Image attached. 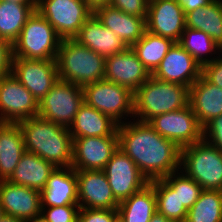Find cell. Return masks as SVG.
Here are the masks:
<instances>
[{
  "instance_id": "d4e9b609",
  "label": "cell",
  "mask_w": 222,
  "mask_h": 222,
  "mask_svg": "<svg viewBox=\"0 0 222 222\" xmlns=\"http://www.w3.org/2000/svg\"><path fill=\"white\" fill-rule=\"evenodd\" d=\"M55 168L38 155L25 151L8 181L41 192Z\"/></svg>"
},
{
  "instance_id": "e575fe53",
  "label": "cell",
  "mask_w": 222,
  "mask_h": 222,
  "mask_svg": "<svg viewBox=\"0 0 222 222\" xmlns=\"http://www.w3.org/2000/svg\"><path fill=\"white\" fill-rule=\"evenodd\" d=\"M79 205L42 207L41 215L48 222H78Z\"/></svg>"
},
{
  "instance_id": "5b68a950",
  "label": "cell",
  "mask_w": 222,
  "mask_h": 222,
  "mask_svg": "<svg viewBox=\"0 0 222 222\" xmlns=\"http://www.w3.org/2000/svg\"><path fill=\"white\" fill-rule=\"evenodd\" d=\"M61 40L53 26L35 10L12 44V58L55 60Z\"/></svg>"
},
{
  "instance_id": "44dd1931",
  "label": "cell",
  "mask_w": 222,
  "mask_h": 222,
  "mask_svg": "<svg viewBox=\"0 0 222 222\" xmlns=\"http://www.w3.org/2000/svg\"><path fill=\"white\" fill-rule=\"evenodd\" d=\"M74 40L104 57L124 52L128 48L111 29L103 26L94 14L85 21Z\"/></svg>"
},
{
  "instance_id": "f35d334b",
  "label": "cell",
  "mask_w": 222,
  "mask_h": 222,
  "mask_svg": "<svg viewBox=\"0 0 222 222\" xmlns=\"http://www.w3.org/2000/svg\"><path fill=\"white\" fill-rule=\"evenodd\" d=\"M201 75L208 82L222 88V53L212 62L202 66Z\"/></svg>"
},
{
  "instance_id": "ffe728a7",
  "label": "cell",
  "mask_w": 222,
  "mask_h": 222,
  "mask_svg": "<svg viewBox=\"0 0 222 222\" xmlns=\"http://www.w3.org/2000/svg\"><path fill=\"white\" fill-rule=\"evenodd\" d=\"M93 14L128 47L139 41L146 31V17L129 15L109 4L95 9Z\"/></svg>"
},
{
  "instance_id": "bcb514c9",
  "label": "cell",
  "mask_w": 222,
  "mask_h": 222,
  "mask_svg": "<svg viewBox=\"0 0 222 222\" xmlns=\"http://www.w3.org/2000/svg\"><path fill=\"white\" fill-rule=\"evenodd\" d=\"M25 222H48L41 214L33 217Z\"/></svg>"
},
{
  "instance_id": "52a82bcc",
  "label": "cell",
  "mask_w": 222,
  "mask_h": 222,
  "mask_svg": "<svg viewBox=\"0 0 222 222\" xmlns=\"http://www.w3.org/2000/svg\"><path fill=\"white\" fill-rule=\"evenodd\" d=\"M82 89L84 102L109 116L118 125L128 122L132 117L134 119V93L128 88L101 79Z\"/></svg>"
},
{
  "instance_id": "ee69618b",
  "label": "cell",
  "mask_w": 222,
  "mask_h": 222,
  "mask_svg": "<svg viewBox=\"0 0 222 222\" xmlns=\"http://www.w3.org/2000/svg\"><path fill=\"white\" fill-rule=\"evenodd\" d=\"M0 222H25L19 218L13 217V216H8L4 215L1 219Z\"/></svg>"
},
{
  "instance_id": "9c48e42d",
  "label": "cell",
  "mask_w": 222,
  "mask_h": 222,
  "mask_svg": "<svg viewBox=\"0 0 222 222\" xmlns=\"http://www.w3.org/2000/svg\"><path fill=\"white\" fill-rule=\"evenodd\" d=\"M83 103L82 87L59 79L39 101L38 115L69 128Z\"/></svg>"
},
{
  "instance_id": "60d3db41",
  "label": "cell",
  "mask_w": 222,
  "mask_h": 222,
  "mask_svg": "<svg viewBox=\"0 0 222 222\" xmlns=\"http://www.w3.org/2000/svg\"><path fill=\"white\" fill-rule=\"evenodd\" d=\"M178 4L182 7L184 14L189 13L190 11L203 8L214 0H177Z\"/></svg>"
},
{
  "instance_id": "836d02e7",
  "label": "cell",
  "mask_w": 222,
  "mask_h": 222,
  "mask_svg": "<svg viewBox=\"0 0 222 222\" xmlns=\"http://www.w3.org/2000/svg\"><path fill=\"white\" fill-rule=\"evenodd\" d=\"M174 191H178V199L189 210L202 192V187L193 179L187 177L181 170L163 178Z\"/></svg>"
},
{
  "instance_id": "f546056e",
  "label": "cell",
  "mask_w": 222,
  "mask_h": 222,
  "mask_svg": "<svg viewBox=\"0 0 222 222\" xmlns=\"http://www.w3.org/2000/svg\"><path fill=\"white\" fill-rule=\"evenodd\" d=\"M174 43L170 38L158 36L146 30L141 39L131 48L152 75Z\"/></svg>"
},
{
  "instance_id": "8fae6325",
  "label": "cell",
  "mask_w": 222,
  "mask_h": 222,
  "mask_svg": "<svg viewBox=\"0 0 222 222\" xmlns=\"http://www.w3.org/2000/svg\"><path fill=\"white\" fill-rule=\"evenodd\" d=\"M39 102L10 72L0 77V122L18 123L38 116Z\"/></svg>"
},
{
  "instance_id": "9a60e30c",
  "label": "cell",
  "mask_w": 222,
  "mask_h": 222,
  "mask_svg": "<svg viewBox=\"0 0 222 222\" xmlns=\"http://www.w3.org/2000/svg\"><path fill=\"white\" fill-rule=\"evenodd\" d=\"M80 208L118 209L107 176L103 170H75Z\"/></svg>"
},
{
  "instance_id": "c3c4849f",
  "label": "cell",
  "mask_w": 222,
  "mask_h": 222,
  "mask_svg": "<svg viewBox=\"0 0 222 222\" xmlns=\"http://www.w3.org/2000/svg\"><path fill=\"white\" fill-rule=\"evenodd\" d=\"M114 222H121V221L119 220V218H117Z\"/></svg>"
},
{
  "instance_id": "7c38bea8",
  "label": "cell",
  "mask_w": 222,
  "mask_h": 222,
  "mask_svg": "<svg viewBox=\"0 0 222 222\" xmlns=\"http://www.w3.org/2000/svg\"><path fill=\"white\" fill-rule=\"evenodd\" d=\"M115 199L120 203L142 190L149 181L119 147L103 169Z\"/></svg>"
},
{
  "instance_id": "cb8c5ba5",
  "label": "cell",
  "mask_w": 222,
  "mask_h": 222,
  "mask_svg": "<svg viewBox=\"0 0 222 222\" xmlns=\"http://www.w3.org/2000/svg\"><path fill=\"white\" fill-rule=\"evenodd\" d=\"M117 127L109 116L84 102L68 129L72 138H80L118 136Z\"/></svg>"
},
{
  "instance_id": "7402d4cb",
  "label": "cell",
  "mask_w": 222,
  "mask_h": 222,
  "mask_svg": "<svg viewBox=\"0 0 222 222\" xmlns=\"http://www.w3.org/2000/svg\"><path fill=\"white\" fill-rule=\"evenodd\" d=\"M42 207L78 205L77 178L72 167H56L41 191Z\"/></svg>"
},
{
  "instance_id": "30bf717a",
  "label": "cell",
  "mask_w": 222,
  "mask_h": 222,
  "mask_svg": "<svg viewBox=\"0 0 222 222\" xmlns=\"http://www.w3.org/2000/svg\"><path fill=\"white\" fill-rule=\"evenodd\" d=\"M148 123L159 135L172 140L180 149L203 140V127L190 105L157 115Z\"/></svg>"
},
{
  "instance_id": "ba28073f",
  "label": "cell",
  "mask_w": 222,
  "mask_h": 222,
  "mask_svg": "<svg viewBox=\"0 0 222 222\" xmlns=\"http://www.w3.org/2000/svg\"><path fill=\"white\" fill-rule=\"evenodd\" d=\"M36 10L53 26L62 40L74 39L93 14L84 0H36Z\"/></svg>"
},
{
  "instance_id": "6da1fadb",
  "label": "cell",
  "mask_w": 222,
  "mask_h": 222,
  "mask_svg": "<svg viewBox=\"0 0 222 222\" xmlns=\"http://www.w3.org/2000/svg\"><path fill=\"white\" fill-rule=\"evenodd\" d=\"M117 133L119 148L148 181L180 170L181 149L172 140L159 135L148 122L132 118L118 125Z\"/></svg>"
},
{
  "instance_id": "4dcf8cb0",
  "label": "cell",
  "mask_w": 222,
  "mask_h": 222,
  "mask_svg": "<svg viewBox=\"0 0 222 222\" xmlns=\"http://www.w3.org/2000/svg\"><path fill=\"white\" fill-rule=\"evenodd\" d=\"M179 43L202 67L212 62L222 53V49L213 41V39L203 31L185 27L181 34ZM213 52V53H212ZM216 56H215V55ZM214 57H209V56Z\"/></svg>"
},
{
  "instance_id": "7bdbcfd3",
  "label": "cell",
  "mask_w": 222,
  "mask_h": 222,
  "mask_svg": "<svg viewBox=\"0 0 222 222\" xmlns=\"http://www.w3.org/2000/svg\"><path fill=\"white\" fill-rule=\"evenodd\" d=\"M149 222H172L170 219H167L165 216L156 212L150 219Z\"/></svg>"
},
{
  "instance_id": "83f0119b",
  "label": "cell",
  "mask_w": 222,
  "mask_h": 222,
  "mask_svg": "<svg viewBox=\"0 0 222 222\" xmlns=\"http://www.w3.org/2000/svg\"><path fill=\"white\" fill-rule=\"evenodd\" d=\"M185 25L205 32L222 49V0L186 13Z\"/></svg>"
},
{
  "instance_id": "e0dca14e",
  "label": "cell",
  "mask_w": 222,
  "mask_h": 222,
  "mask_svg": "<svg viewBox=\"0 0 222 222\" xmlns=\"http://www.w3.org/2000/svg\"><path fill=\"white\" fill-rule=\"evenodd\" d=\"M202 67L177 42L169 49L152 76L171 83L191 87L201 76Z\"/></svg>"
},
{
  "instance_id": "d6a6232c",
  "label": "cell",
  "mask_w": 222,
  "mask_h": 222,
  "mask_svg": "<svg viewBox=\"0 0 222 222\" xmlns=\"http://www.w3.org/2000/svg\"><path fill=\"white\" fill-rule=\"evenodd\" d=\"M185 222H222V191L202 190Z\"/></svg>"
},
{
  "instance_id": "b9f144b4",
  "label": "cell",
  "mask_w": 222,
  "mask_h": 222,
  "mask_svg": "<svg viewBox=\"0 0 222 222\" xmlns=\"http://www.w3.org/2000/svg\"><path fill=\"white\" fill-rule=\"evenodd\" d=\"M85 3L94 11L95 9L108 5L110 0H84Z\"/></svg>"
},
{
  "instance_id": "d6986e66",
  "label": "cell",
  "mask_w": 222,
  "mask_h": 222,
  "mask_svg": "<svg viewBox=\"0 0 222 222\" xmlns=\"http://www.w3.org/2000/svg\"><path fill=\"white\" fill-rule=\"evenodd\" d=\"M0 203L5 215L23 221L41 214V192L35 189L0 180Z\"/></svg>"
},
{
  "instance_id": "ab89813d",
  "label": "cell",
  "mask_w": 222,
  "mask_h": 222,
  "mask_svg": "<svg viewBox=\"0 0 222 222\" xmlns=\"http://www.w3.org/2000/svg\"><path fill=\"white\" fill-rule=\"evenodd\" d=\"M12 45L0 39V77L11 72Z\"/></svg>"
},
{
  "instance_id": "8992f818",
  "label": "cell",
  "mask_w": 222,
  "mask_h": 222,
  "mask_svg": "<svg viewBox=\"0 0 222 222\" xmlns=\"http://www.w3.org/2000/svg\"><path fill=\"white\" fill-rule=\"evenodd\" d=\"M180 170L203 190L222 191V152L208 142L181 148Z\"/></svg>"
},
{
  "instance_id": "7dc6e473",
  "label": "cell",
  "mask_w": 222,
  "mask_h": 222,
  "mask_svg": "<svg viewBox=\"0 0 222 222\" xmlns=\"http://www.w3.org/2000/svg\"><path fill=\"white\" fill-rule=\"evenodd\" d=\"M4 212H3V208L1 206V203H0V219L4 216Z\"/></svg>"
},
{
  "instance_id": "f1b7e54d",
  "label": "cell",
  "mask_w": 222,
  "mask_h": 222,
  "mask_svg": "<svg viewBox=\"0 0 222 222\" xmlns=\"http://www.w3.org/2000/svg\"><path fill=\"white\" fill-rule=\"evenodd\" d=\"M35 10L36 4H17L0 0V39L12 45Z\"/></svg>"
},
{
  "instance_id": "5bb4252c",
  "label": "cell",
  "mask_w": 222,
  "mask_h": 222,
  "mask_svg": "<svg viewBox=\"0 0 222 222\" xmlns=\"http://www.w3.org/2000/svg\"><path fill=\"white\" fill-rule=\"evenodd\" d=\"M73 139L74 170H103L119 147L118 136L80 137Z\"/></svg>"
},
{
  "instance_id": "3957f363",
  "label": "cell",
  "mask_w": 222,
  "mask_h": 222,
  "mask_svg": "<svg viewBox=\"0 0 222 222\" xmlns=\"http://www.w3.org/2000/svg\"><path fill=\"white\" fill-rule=\"evenodd\" d=\"M189 98L190 87L162 81L151 75L134 92V119L149 122L157 115L187 107Z\"/></svg>"
},
{
  "instance_id": "ac0fdd59",
  "label": "cell",
  "mask_w": 222,
  "mask_h": 222,
  "mask_svg": "<svg viewBox=\"0 0 222 222\" xmlns=\"http://www.w3.org/2000/svg\"><path fill=\"white\" fill-rule=\"evenodd\" d=\"M151 74L131 47L124 52L105 57L104 79L135 92Z\"/></svg>"
},
{
  "instance_id": "d590c367",
  "label": "cell",
  "mask_w": 222,
  "mask_h": 222,
  "mask_svg": "<svg viewBox=\"0 0 222 222\" xmlns=\"http://www.w3.org/2000/svg\"><path fill=\"white\" fill-rule=\"evenodd\" d=\"M118 218V209L80 208L78 222H114Z\"/></svg>"
},
{
  "instance_id": "277c9868",
  "label": "cell",
  "mask_w": 222,
  "mask_h": 222,
  "mask_svg": "<svg viewBox=\"0 0 222 222\" xmlns=\"http://www.w3.org/2000/svg\"><path fill=\"white\" fill-rule=\"evenodd\" d=\"M60 80L85 86L104 79L105 57L74 39H63L56 56Z\"/></svg>"
},
{
  "instance_id": "8d00e7d4",
  "label": "cell",
  "mask_w": 222,
  "mask_h": 222,
  "mask_svg": "<svg viewBox=\"0 0 222 222\" xmlns=\"http://www.w3.org/2000/svg\"><path fill=\"white\" fill-rule=\"evenodd\" d=\"M109 5L129 15L147 17L149 0H110Z\"/></svg>"
},
{
  "instance_id": "4316f807",
  "label": "cell",
  "mask_w": 222,
  "mask_h": 222,
  "mask_svg": "<svg viewBox=\"0 0 222 222\" xmlns=\"http://www.w3.org/2000/svg\"><path fill=\"white\" fill-rule=\"evenodd\" d=\"M156 212L155 191L150 184L118 205V218L121 222H149Z\"/></svg>"
},
{
  "instance_id": "1f68e13d",
  "label": "cell",
  "mask_w": 222,
  "mask_h": 222,
  "mask_svg": "<svg viewBox=\"0 0 222 222\" xmlns=\"http://www.w3.org/2000/svg\"><path fill=\"white\" fill-rule=\"evenodd\" d=\"M149 184L155 191L157 212L172 222H185L188 210L180 203L178 191L163 178L149 181Z\"/></svg>"
},
{
  "instance_id": "484cf974",
  "label": "cell",
  "mask_w": 222,
  "mask_h": 222,
  "mask_svg": "<svg viewBox=\"0 0 222 222\" xmlns=\"http://www.w3.org/2000/svg\"><path fill=\"white\" fill-rule=\"evenodd\" d=\"M25 145L18 123L0 122V180H8L14 173Z\"/></svg>"
},
{
  "instance_id": "74e56055",
  "label": "cell",
  "mask_w": 222,
  "mask_h": 222,
  "mask_svg": "<svg viewBox=\"0 0 222 222\" xmlns=\"http://www.w3.org/2000/svg\"><path fill=\"white\" fill-rule=\"evenodd\" d=\"M203 140L222 152V115L213 118L203 127Z\"/></svg>"
},
{
  "instance_id": "2e32d148",
  "label": "cell",
  "mask_w": 222,
  "mask_h": 222,
  "mask_svg": "<svg viewBox=\"0 0 222 222\" xmlns=\"http://www.w3.org/2000/svg\"><path fill=\"white\" fill-rule=\"evenodd\" d=\"M185 27V14L177 0H149L148 32L178 42Z\"/></svg>"
},
{
  "instance_id": "4fadbf2b",
  "label": "cell",
  "mask_w": 222,
  "mask_h": 222,
  "mask_svg": "<svg viewBox=\"0 0 222 222\" xmlns=\"http://www.w3.org/2000/svg\"><path fill=\"white\" fill-rule=\"evenodd\" d=\"M11 73L38 102L59 80L56 60L12 58Z\"/></svg>"
},
{
  "instance_id": "7a4b0ae2",
  "label": "cell",
  "mask_w": 222,
  "mask_h": 222,
  "mask_svg": "<svg viewBox=\"0 0 222 222\" xmlns=\"http://www.w3.org/2000/svg\"><path fill=\"white\" fill-rule=\"evenodd\" d=\"M25 151L34 153L55 167H71L73 139L69 129L35 116L18 122Z\"/></svg>"
},
{
  "instance_id": "603a6c76",
  "label": "cell",
  "mask_w": 222,
  "mask_h": 222,
  "mask_svg": "<svg viewBox=\"0 0 222 222\" xmlns=\"http://www.w3.org/2000/svg\"><path fill=\"white\" fill-rule=\"evenodd\" d=\"M189 105L204 127L213 118L222 115V88L208 82L201 75L190 87Z\"/></svg>"
},
{
  "instance_id": "f6af8a7d",
  "label": "cell",
  "mask_w": 222,
  "mask_h": 222,
  "mask_svg": "<svg viewBox=\"0 0 222 222\" xmlns=\"http://www.w3.org/2000/svg\"><path fill=\"white\" fill-rule=\"evenodd\" d=\"M17 4H36V0H3Z\"/></svg>"
}]
</instances>
